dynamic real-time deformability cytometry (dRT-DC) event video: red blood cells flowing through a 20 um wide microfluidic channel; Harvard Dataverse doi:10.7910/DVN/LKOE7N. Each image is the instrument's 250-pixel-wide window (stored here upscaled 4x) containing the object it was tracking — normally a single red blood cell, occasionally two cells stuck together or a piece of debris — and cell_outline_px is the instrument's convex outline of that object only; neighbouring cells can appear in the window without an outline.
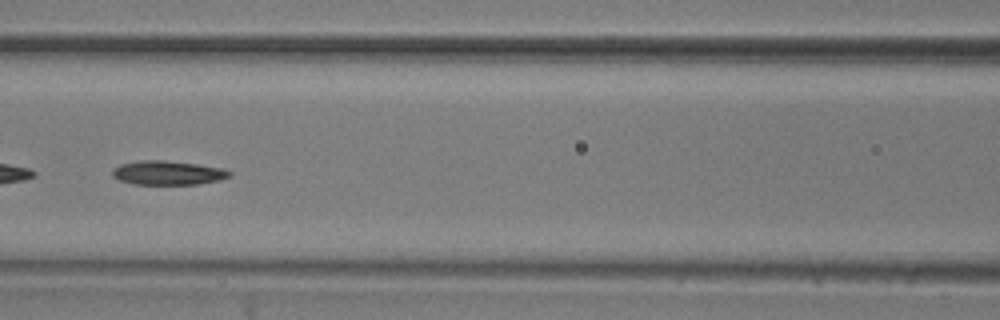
{"species": "common noctule bat (a hibernating species)", "species_latin": "Nyctalus noctula", "temperature_condition": "room temperature", "stored_images_in_passage": 56, "camera_frame_rate_fps": 3000, "um_per_image_px": 0.085, "animal": {"sex": "male", "body_mass_g": 20.5, "forearm_length_mm": 52.5}, "frame": {"image": 1, "passage_image": 25, "time_ms": 8.0, "image_size_px": [1000, 320], "cell_outline_px": [[232, 176], [220, 180], [196, 184], [132, 184], [120, 180], [112, 176], [112, 168], [120, 164], [140, 160], [164, 160], [196, 164], [224, 168], [232, 172]], "centroid_in_image_um": [14.27, 14.68], "position_along_channel_um": 152.3, "area_um2": 16.53}}
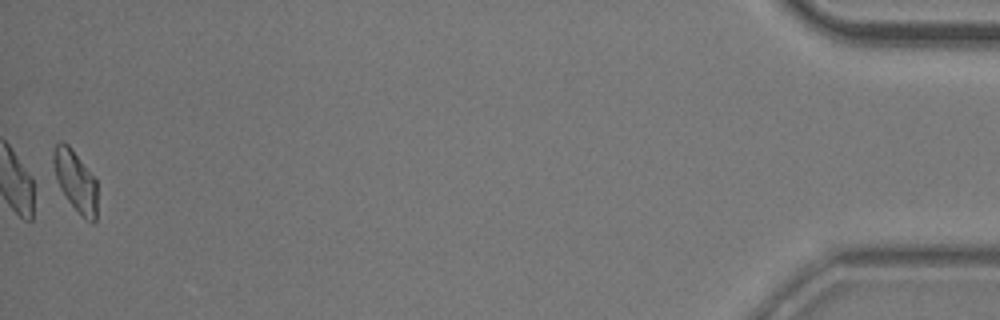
{"frame": {"image": 2, "passage_image": 56, "time_ms": 18.333, "image_size_px": [1000, 320], "cell_outline_px": [[96, 220], [92, 224], [68, 200], [60, 188], [52, 164], [52, 152], [56, 144], [60, 140], [64, 140], [72, 148], [96, 180]], "centroid_in_image_um": [6.39, 15.3], "position_along_channel_um": 428.8, "area_um2": 15.37}, "authors_computed_cell_mechanics": {"area_um2": 16.7042, "velocity_mm_per_s": 3.5932, "shape_relaxation_time_tau1_ms": 4.3653, "shape_relaxation_time_tau2_ms": 9.7893, "deformation_change_tau1": 0.1613, "deformation_change_tau2": 0.1819}}